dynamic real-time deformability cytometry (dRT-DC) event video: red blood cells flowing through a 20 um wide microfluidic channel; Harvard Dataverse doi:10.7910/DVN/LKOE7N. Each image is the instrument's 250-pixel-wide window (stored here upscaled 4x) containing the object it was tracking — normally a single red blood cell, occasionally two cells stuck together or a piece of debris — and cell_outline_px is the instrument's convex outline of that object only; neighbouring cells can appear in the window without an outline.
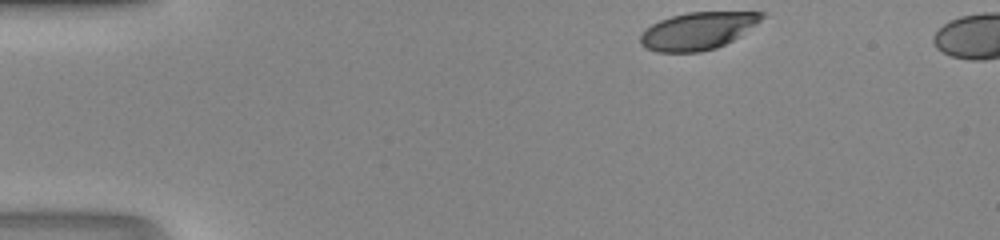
{"species": "human", "species_latin": "Homo sapiens", "temperature_condition": "room temperature", "stored_images_in_passage": 33, "camera_frame_rate_fps": 3000, "um_per_image_px": 0.085, "donor": {"sex": "male"}, "frame": {"image": 1, "passage_image": 1, "time_ms": 0.0, "image_size_px": [1000, 240], "cell_outline_px": [[768, 16], [732, 40], [716, 48], [700, 52], [656, 52], [644, 48], [640, 44], [640, 36], [644, 28], [660, 20], [672, 16], [688, 12], [764, 12]], "centroid_in_image_um": [59.28, 2.62], "position_along_channel_um": 25.7, "area_um2": 26.47}}
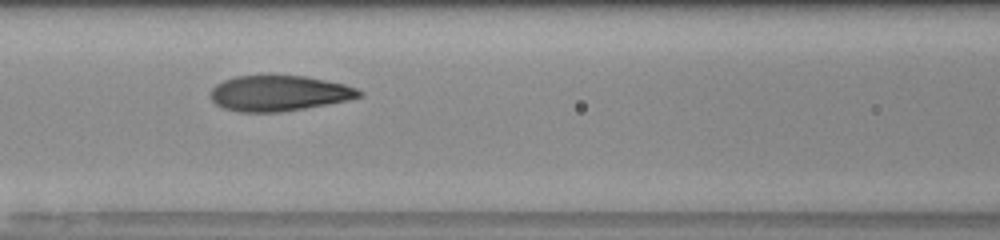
{"frame": {"image": 2, "passage_image": 15, "time_ms": 4.667, "image_size_px": [1000, 240], "cell_outline_px": [[364, 96], [348, 100], [328, 104], [280, 112], [236, 112], [224, 108], [216, 104], [212, 100], [212, 88], [216, 84], [224, 80], [236, 76], [304, 76], [344, 84], [356, 88], [364, 92]], "centroid_in_image_um": [23.74, 7.93], "position_along_channel_um": 142.9, "area_um2": 30.63}}
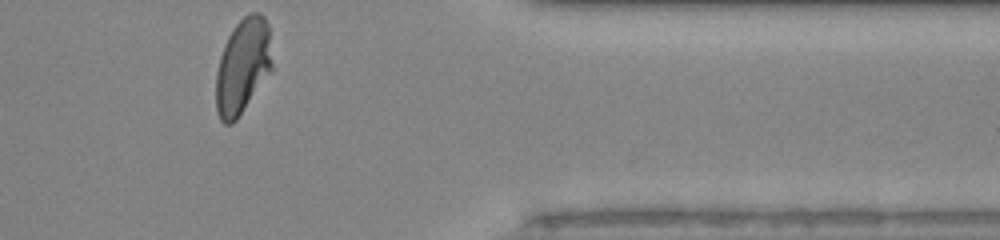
{"frame": {"image": 3, "passage_image": 33, "time_ms": 10.667, "image_size_px": [1000, 240], "cell_outline_px": [[272, 72], [236, 120], [232, 124], [224, 124], [220, 120], [216, 108], [216, 72], [220, 56], [224, 44], [232, 28], [244, 16], [252, 12], [260, 12], [264, 16], [268, 24], [272, 60]], "centroid_in_image_um": [20.64, 5.63], "position_along_channel_um": 390.8, "area_um2": 31.5}}